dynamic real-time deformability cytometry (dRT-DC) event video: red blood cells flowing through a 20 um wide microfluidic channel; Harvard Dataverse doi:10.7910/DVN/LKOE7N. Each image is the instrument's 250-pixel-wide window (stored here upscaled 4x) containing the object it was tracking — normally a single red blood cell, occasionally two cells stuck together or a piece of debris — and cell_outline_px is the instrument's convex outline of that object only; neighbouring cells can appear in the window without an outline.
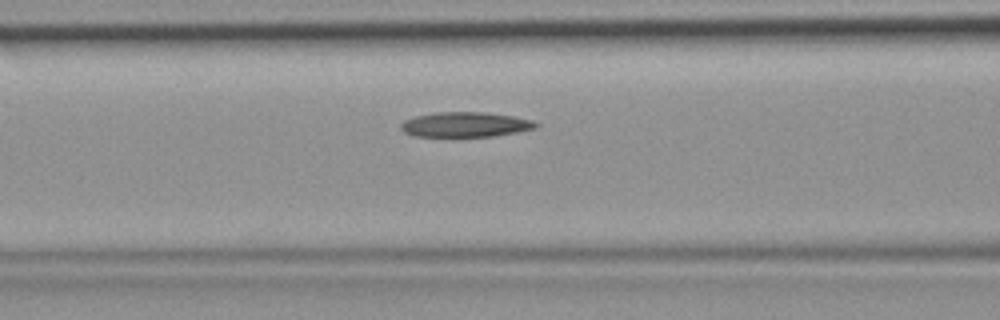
{"species": "common noctule bat (a hibernating species)", "species_latin": "Nyctalus noctula", "temperature_condition": "room temperature", "stored_images_in_passage": 43, "camera_frame_rate_fps": 3000, "um_per_image_px": 0.085, "animal": {"sex": "female", "body_mass_g": 19.9}, "frame": {"image": 1, "passage_image": 16, "time_ms": 5.0, "image_size_px": [1000, 320], "cell_outline_px": [[540, 124], [536, 128], [520, 132], [492, 136], [452, 140], [412, 136], [404, 132], [400, 128], [400, 124], [404, 120], [416, 116], [436, 112], [484, 112], [512, 116], [532, 120]], "centroid_in_image_um": [39.5, 10.65], "position_along_channel_um": 127.1, "area_um2": 20.81}}
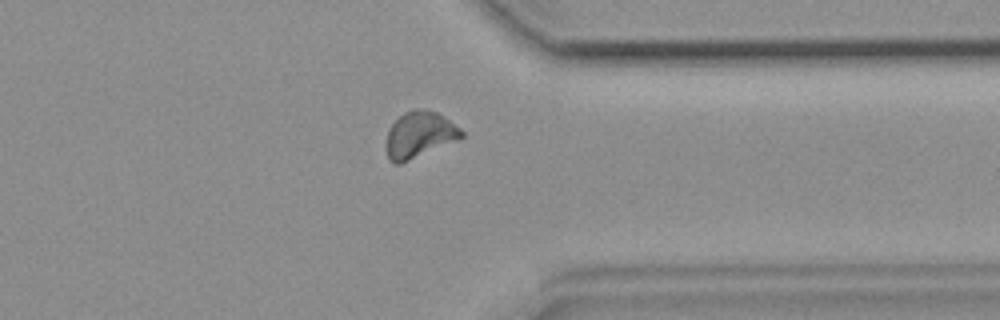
{"frame": {"image": 2, "passage_image": 33, "time_ms": 10.667, "image_size_px": [1000, 320], "cell_outline_px": [[464, 136], [460, 140], [400, 164], [392, 164], [388, 160], [388, 128], [404, 112], [412, 108], [428, 108], [444, 116], [460, 128], [464, 132]], "centroid_in_image_um": [35.7, 11.44], "position_along_channel_um": 375.7, "area_um2": 20.52}}
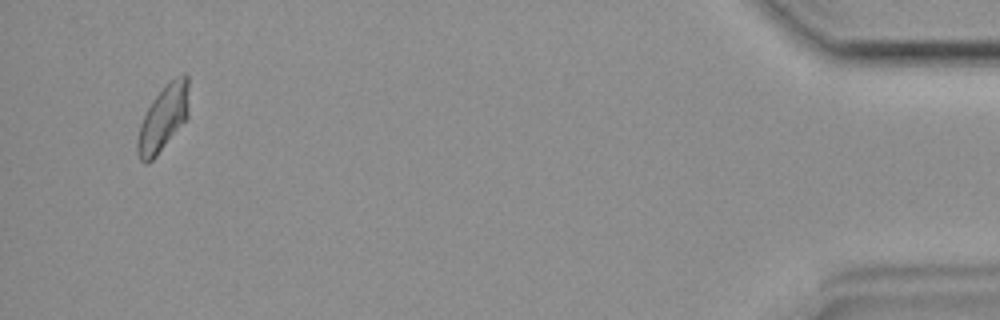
{"frame": {"image": 3, "passage_image": 41, "time_ms": 13.333, "image_size_px": [1000, 320], "cell_outline_px": [[188, 116], [156, 156], [148, 164], [144, 164], [140, 160], [136, 152], [136, 140], [140, 124], [152, 100], [172, 80], [184, 72], [188, 76]], "centroid_in_image_um": [13.85, 10.09], "position_along_channel_um": 421.4, "area_um2": 19.36}}